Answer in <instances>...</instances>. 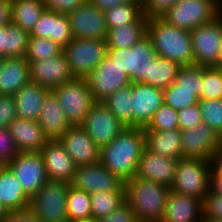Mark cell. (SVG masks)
Segmentation results:
<instances>
[{
    "mask_svg": "<svg viewBox=\"0 0 222 222\" xmlns=\"http://www.w3.org/2000/svg\"><path fill=\"white\" fill-rule=\"evenodd\" d=\"M144 148V128L126 127L100 149L99 162L125 182L136 175Z\"/></svg>",
    "mask_w": 222,
    "mask_h": 222,
    "instance_id": "obj_1",
    "label": "cell"
},
{
    "mask_svg": "<svg viewBox=\"0 0 222 222\" xmlns=\"http://www.w3.org/2000/svg\"><path fill=\"white\" fill-rule=\"evenodd\" d=\"M147 36L157 56L177 62L180 66L194 65L191 33L171 25L161 16L148 17Z\"/></svg>",
    "mask_w": 222,
    "mask_h": 222,
    "instance_id": "obj_2",
    "label": "cell"
},
{
    "mask_svg": "<svg viewBox=\"0 0 222 222\" xmlns=\"http://www.w3.org/2000/svg\"><path fill=\"white\" fill-rule=\"evenodd\" d=\"M125 201L138 222H161L170 187L138 176L124 182Z\"/></svg>",
    "mask_w": 222,
    "mask_h": 222,
    "instance_id": "obj_3",
    "label": "cell"
},
{
    "mask_svg": "<svg viewBox=\"0 0 222 222\" xmlns=\"http://www.w3.org/2000/svg\"><path fill=\"white\" fill-rule=\"evenodd\" d=\"M211 161L198 158L178 160L171 191L204 201L210 191Z\"/></svg>",
    "mask_w": 222,
    "mask_h": 222,
    "instance_id": "obj_4",
    "label": "cell"
},
{
    "mask_svg": "<svg viewBox=\"0 0 222 222\" xmlns=\"http://www.w3.org/2000/svg\"><path fill=\"white\" fill-rule=\"evenodd\" d=\"M107 56L130 78L131 83H143L157 52L146 35L131 48H108Z\"/></svg>",
    "mask_w": 222,
    "mask_h": 222,
    "instance_id": "obj_5",
    "label": "cell"
},
{
    "mask_svg": "<svg viewBox=\"0 0 222 222\" xmlns=\"http://www.w3.org/2000/svg\"><path fill=\"white\" fill-rule=\"evenodd\" d=\"M221 0H178L161 15L177 28L192 31L220 15Z\"/></svg>",
    "mask_w": 222,
    "mask_h": 222,
    "instance_id": "obj_6",
    "label": "cell"
},
{
    "mask_svg": "<svg viewBox=\"0 0 222 222\" xmlns=\"http://www.w3.org/2000/svg\"><path fill=\"white\" fill-rule=\"evenodd\" d=\"M51 91L55 94L71 126L81 125L96 103L84 78H74Z\"/></svg>",
    "mask_w": 222,
    "mask_h": 222,
    "instance_id": "obj_7",
    "label": "cell"
},
{
    "mask_svg": "<svg viewBox=\"0 0 222 222\" xmlns=\"http://www.w3.org/2000/svg\"><path fill=\"white\" fill-rule=\"evenodd\" d=\"M70 184L48 180L30 199L29 208L41 222H68L67 193Z\"/></svg>",
    "mask_w": 222,
    "mask_h": 222,
    "instance_id": "obj_8",
    "label": "cell"
},
{
    "mask_svg": "<svg viewBox=\"0 0 222 222\" xmlns=\"http://www.w3.org/2000/svg\"><path fill=\"white\" fill-rule=\"evenodd\" d=\"M107 51V42L103 39L73 38L63 48L73 76L84 79L103 61Z\"/></svg>",
    "mask_w": 222,
    "mask_h": 222,
    "instance_id": "obj_9",
    "label": "cell"
},
{
    "mask_svg": "<svg viewBox=\"0 0 222 222\" xmlns=\"http://www.w3.org/2000/svg\"><path fill=\"white\" fill-rule=\"evenodd\" d=\"M192 38L194 65L217 67L218 54L222 44L221 14L211 22L190 31Z\"/></svg>",
    "mask_w": 222,
    "mask_h": 222,
    "instance_id": "obj_10",
    "label": "cell"
},
{
    "mask_svg": "<svg viewBox=\"0 0 222 222\" xmlns=\"http://www.w3.org/2000/svg\"><path fill=\"white\" fill-rule=\"evenodd\" d=\"M31 199L49 180L40 152H19L6 163Z\"/></svg>",
    "mask_w": 222,
    "mask_h": 222,
    "instance_id": "obj_11",
    "label": "cell"
},
{
    "mask_svg": "<svg viewBox=\"0 0 222 222\" xmlns=\"http://www.w3.org/2000/svg\"><path fill=\"white\" fill-rule=\"evenodd\" d=\"M81 126L100 149L126 128L102 102L92 106Z\"/></svg>",
    "mask_w": 222,
    "mask_h": 222,
    "instance_id": "obj_12",
    "label": "cell"
},
{
    "mask_svg": "<svg viewBox=\"0 0 222 222\" xmlns=\"http://www.w3.org/2000/svg\"><path fill=\"white\" fill-rule=\"evenodd\" d=\"M86 81L96 102H103L131 84L130 78L108 56L86 77Z\"/></svg>",
    "mask_w": 222,
    "mask_h": 222,
    "instance_id": "obj_13",
    "label": "cell"
},
{
    "mask_svg": "<svg viewBox=\"0 0 222 222\" xmlns=\"http://www.w3.org/2000/svg\"><path fill=\"white\" fill-rule=\"evenodd\" d=\"M69 184L70 187L89 194L99 191H125L124 181L111 173L100 162L78 166Z\"/></svg>",
    "mask_w": 222,
    "mask_h": 222,
    "instance_id": "obj_14",
    "label": "cell"
},
{
    "mask_svg": "<svg viewBox=\"0 0 222 222\" xmlns=\"http://www.w3.org/2000/svg\"><path fill=\"white\" fill-rule=\"evenodd\" d=\"M181 139L182 158L211 161L222 145V137L205 123L193 129L181 130Z\"/></svg>",
    "mask_w": 222,
    "mask_h": 222,
    "instance_id": "obj_15",
    "label": "cell"
},
{
    "mask_svg": "<svg viewBox=\"0 0 222 222\" xmlns=\"http://www.w3.org/2000/svg\"><path fill=\"white\" fill-rule=\"evenodd\" d=\"M75 39H103L108 36L105 13L86 1L68 14Z\"/></svg>",
    "mask_w": 222,
    "mask_h": 222,
    "instance_id": "obj_16",
    "label": "cell"
},
{
    "mask_svg": "<svg viewBox=\"0 0 222 222\" xmlns=\"http://www.w3.org/2000/svg\"><path fill=\"white\" fill-rule=\"evenodd\" d=\"M28 62L30 81L48 88L50 91L75 78L63 52L52 58Z\"/></svg>",
    "mask_w": 222,
    "mask_h": 222,
    "instance_id": "obj_17",
    "label": "cell"
},
{
    "mask_svg": "<svg viewBox=\"0 0 222 222\" xmlns=\"http://www.w3.org/2000/svg\"><path fill=\"white\" fill-rule=\"evenodd\" d=\"M58 140L77 166L99 162L100 148L81 125L71 126Z\"/></svg>",
    "mask_w": 222,
    "mask_h": 222,
    "instance_id": "obj_18",
    "label": "cell"
},
{
    "mask_svg": "<svg viewBox=\"0 0 222 222\" xmlns=\"http://www.w3.org/2000/svg\"><path fill=\"white\" fill-rule=\"evenodd\" d=\"M133 127L145 128L153 114L164 104L163 89L132 83Z\"/></svg>",
    "mask_w": 222,
    "mask_h": 222,
    "instance_id": "obj_19",
    "label": "cell"
},
{
    "mask_svg": "<svg viewBox=\"0 0 222 222\" xmlns=\"http://www.w3.org/2000/svg\"><path fill=\"white\" fill-rule=\"evenodd\" d=\"M49 180L70 183L77 165L58 140H48L40 150Z\"/></svg>",
    "mask_w": 222,
    "mask_h": 222,
    "instance_id": "obj_20",
    "label": "cell"
},
{
    "mask_svg": "<svg viewBox=\"0 0 222 222\" xmlns=\"http://www.w3.org/2000/svg\"><path fill=\"white\" fill-rule=\"evenodd\" d=\"M177 163V159L161 156L144 148L135 176L171 187L175 180Z\"/></svg>",
    "mask_w": 222,
    "mask_h": 222,
    "instance_id": "obj_21",
    "label": "cell"
},
{
    "mask_svg": "<svg viewBox=\"0 0 222 222\" xmlns=\"http://www.w3.org/2000/svg\"><path fill=\"white\" fill-rule=\"evenodd\" d=\"M29 37L49 38L64 48L73 39L68 14L45 9Z\"/></svg>",
    "mask_w": 222,
    "mask_h": 222,
    "instance_id": "obj_22",
    "label": "cell"
},
{
    "mask_svg": "<svg viewBox=\"0 0 222 222\" xmlns=\"http://www.w3.org/2000/svg\"><path fill=\"white\" fill-rule=\"evenodd\" d=\"M161 222H204L203 201L170 191Z\"/></svg>",
    "mask_w": 222,
    "mask_h": 222,
    "instance_id": "obj_23",
    "label": "cell"
},
{
    "mask_svg": "<svg viewBox=\"0 0 222 222\" xmlns=\"http://www.w3.org/2000/svg\"><path fill=\"white\" fill-rule=\"evenodd\" d=\"M37 121L49 140L59 139L71 127L63 108L52 91L45 96Z\"/></svg>",
    "mask_w": 222,
    "mask_h": 222,
    "instance_id": "obj_24",
    "label": "cell"
},
{
    "mask_svg": "<svg viewBox=\"0 0 222 222\" xmlns=\"http://www.w3.org/2000/svg\"><path fill=\"white\" fill-rule=\"evenodd\" d=\"M8 128L20 152H40L49 140L38 121L17 117Z\"/></svg>",
    "mask_w": 222,
    "mask_h": 222,
    "instance_id": "obj_25",
    "label": "cell"
},
{
    "mask_svg": "<svg viewBox=\"0 0 222 222\" xmlns=\"http://www.w3.org/2000/svg\"><path fill=\"white\" fill-rule=\"evenodd\" d=\"M29 82V62L25 57L3 58L0 64V95L13 96Z\"/></svg>",
    "mask_w": 222,
    "mask_h": 222,
    "instance_id": "obj_26",
    "label": "cell"
},
{
    "mask_svg": "<svg viewBox=\"0 0 222 222\" xmlns=\"http://www.w3.org/2000/svg\"><path fill=\"white\" fill-rule=\"evenodd\" d=\"M50 90L39 84L29 82L13 96L16 103L17 117L37 121L45 96Z\"/></svg>",
    "mask_w": 222,
    "mask_h": 222,
    "instance_id": "obj_27",
    "label": "cell"
},
{
    "mask_svg": "<svg viewBox=\"0 0 222 222\" xmlns=\"http://www.w3.org/2000/svg\"><path fill=\"white\" fill-rule=\"evenodd\" d=\"M0 203L8 212L24 210L30 205V198L7 166L0 168Z\"/></svg>",
    "mask_w": 222,
    "mask_h": 222,
    "instance_id": "obj_28",
    "label": "cell"
},
{
    "mask_svg": "<svg viewBox=\"0 0 222 222\" xmlns=\"http://www.w3.org/2000/svg\"><path fill=\"white\" fill-rule=\"evenodd\" d=\"M145 148L153 153L173 159L182 158L181 130L144 131Z\"/></svg>",
    "mask_w": 222,
    "mask_h": 222,
    "instance_id": "obj_29",
    "label": "cell"
},
{
    "mask_svg": "<svg viewBox=\"0 0 222 222\" xmlns=\"http://www.w3.org/2000/svg\"><path fill=\"white\" fill-rule=\"evenodd\" d=\"M148 17L144 14L136 23L108 31V48H131L147 35Z\"/></svg>",
    "mask_w": 222,
    "mask_h": 222,
    "instance_id": "obj_30",
    "label": "cell"
},
{
    "mask_svg": "<svg viewBox=\"0 0 222 222\" xmlns=\"http://www.w3.org/2000/svg\"><path fill=\"white\" fill-rule=\"evenodd\" d=\"M45 9L43 0H11V23L30 33Z\"/></svg>",
    "mask_w": 222,
    "mask_h": 222,
    "instance_id": "obj_31",
    "label": "cell"
},
{
    "mask_svg": "<svg viewBox=\"0 0 222 222\" xmlns=\"http://www.w3.org/2000/svg\"><path fill=\"white\" fill-rule=\"evenodd\" d=\"M180 67L177 62L157 56L149 65L148 77L143 83L164 90L176 80Z\"/></svg>",
    "mask_w": 222,
    "mask_h": 222,
    "instance_id": "obj_32",
    "label": "cell"
},
{
    "mask_svg": "<svg viewBox=\"0 0 222 222\" xmlns=\"http://www.w3.org/2000/svg\"><path fill=\"white\" fill-rule=\"evenodd\" d=\"M108 31L136 23L143 15L141 0L114 6L105 12Z\"/></svg>",
    "mask_w": 222,
    "mask_h": 222,
    "instance_id": "obj_33",
    "label": "cell"
},
{
    "mask_svg": "<svg viewBox=\"0 0 222 222\" xmlns=\"http://www.w3.org/2000/svg\"><path fill=\"white\" fill-rule=\"evenodd\" d=\"M132 83L108 96L102 103L125 127H133Z\"/></svg>",
    "mask_w": 222,
    "mask_h": 222,
    "instance_id": "obj_34",
    "label": "cell"
},
{
    "mask_svg": "<svg viewBox=\"0 0 222 222\" xmlns=\"http://www.w3.org/2000/svg\"><path fill=\"white\" fill-rule=\"evenodd\" d=\"M92 218L102 219L125 202V191H99L90 194Z\"/></svg>",
    "mask_w": 222,
    "mask_h": 222,
    "instance_id": "obj_35",
    "label": "cell"
},
{
    "mask_svg": "<svg viewBox=\"0 0 222 222\" xmlns=\"http://www.w3.org/2000/svg\"><path fill=\"white\" fill-rule=\"evenodd\" d=\"M68 222L92 218L90 194L69 186L67 193Z\"/></svg>",
    "mask_w": 222,
    "mask_h": 222,
    "instance_id": "obj_36",
    "label": "cell"
},
{
    "mask_svg": "<svg viewBox=\"0 0 222 222\" xmlns=\"http://www.w3.org/2000/svg\"><path fill=\"white\" fill-rule=\"evenodd\" d=\"M29 33L11 22L6 25L5 58L25 57Z\"/></svg>",
    "mask_w": 222,
    "mask_h": 222,
    "instance_id": "obj_37",
    "label": "cell"
},
{
    "mask_svg": "<svg viewBox=\"0 0 222 222\" xmlns=\"http://www.w3.org/2000/svg\"><path fill=\"white\" fill-rule=\"evenodd\" d=\"M63 52V47L49 38L29 37L25 59L43 60L55 57Z\"/></svg>",
    "mask_w": 222,
    "mask_h": 222,
    "instance_id": "obj_38",
    "label": "cell"
},
{
    "mask_svg": "<svg viewBox=\"0 0 222 222\" xmlns=\"http://www.w3.org/2000/svg\"><path fill=\"white\" fill-rule=\"evenodd\" d=\"M164 103L175 111L194 106L199 103V98L193 91L180 87L175 81L163 90Z\"/></svg>",
    "mask_w": 222,
    "mask_h": 222,
    "instance_id": "obj_39",
    "label": "cell"
},
{
    "mask_svg": "<svg viewBox=\"0 0 222 222\" xmlns=\"http://www.w3.org/2000/svg\"><path fill=\"white\" fill-rule=\"evenodd\" d=\"M175 82L180 87L193 91L199 99L202 95L203 67L199 65L181 66Z\"/></svg>",
    "mask_w": 222,
    "mask_h": 222,
    "instance_id": "obj_40",
    "label": "cell"
},
{
    "mask_svg": "<svg viewBox=\"0 0 222 222\" xmlns=\"http://www.w3.org/2000/svg\"><path fill=\"white\" fill-rule=\"evenodd\" d=\"M198 104L203 123L222 137V99H199Z\"/></svg>",
    "mask_w": 222,
    "mask_h": 222,
    "instance_id": "obj_41",
    "label": "cell"
},
{
    "mask_svg": "<svg viewBox=\"0 0 222 222\" xmlns=\"http://www.w3.org/2000/svg\"><path fill=\"white\" fill-rule=\"evenodd\" d=\"M179 129L178 111L169 105L163 104L152 116L144 131H167Z\"/></svg>",
    "mask_w": 222,
    "mask_h": 222,
    "instance_id": "obj_42",
    "label": "cell"
},
{
    "mask_svg": "<svg viewBox=\"0 0 222 222\" xmlns=\"http://www.w3.org/2000/svg\"><path fill=\"white\" fill-rule=\"evenodd\" d=\"M200 99H222V68L203 67L202 95Z\"/></svg>",
    "mask_w": 222,
    "mask_h": 222,
    "instance_id": "obj_43",
    "label": "cell"
},
{
    "mask_svg": "<svg viewBox=\"0 0 222 222\" xmlns=\"http://www.w3.org/2000/svg\"><path fill=\"white\" fill-rule=\"evenodd\" d=\"M222 219V195L209 191L203 201L204 222Z\"/></svg>",
    "mask_w": 222,
    "mask_h": 222,
    "instance_id": "obj_44",
    "label": "cell"
},
{
    "mask_svg": "<svg viewBox=\"0 0 222 222\" xmlns=\"http://www.w3.org/2000/svg\"><path fill=\"white\" fill-rule=\"evenodd\" d=\"M203 123L199 104L178 111V124L180 130L193 129Z\"/></svg>",
    "mask_w": 222,
    "mask_h": 222,
    "instance_id": "obj_45",
    "label": "cell"
},
{
    "mask_svg": "<svg viewBox=\"0 0 222 222\" xmlns=\"http://www.w3.org/2000/svg\"><path fill=\"white\" fill-rule=\"evenodd\" d=\"M17 118L14 96L0 95V129L8 128Z\"/></svg>",
    "mask_w": 222,
    "mask_h": 222,
    "instance_id": "obj_46",
    "label": "cell"
},
{
    "mask_svg": "<svg viewBox=\"0 0 222 222\" xmlns=\"http://www.w3.org/2000/svg\"><path fill=\"white\" fill-rule=\"evenodd\" d=\"M19 152L9 128L0 129V158L5 163H8L16 157Z\"/></svg>",
    "mask_w": 222,
    "mask_h": 222,
    "instance_id": "obj_47",
    "label": "cell"
},
{
    "mask_svg": "<svg viewBox=\"0 0 222 222\" xmlns=\"http://www.w3.org/2000/svg\"><path fill=\"white\" fill-rule=\"evenodd\" d=\"M98 222H138L133 209L125 201L118 208L113 210L106 217L99 219Z\"/></svg>",
    "mask_w": 222,
    "mask_h": 222,
    "instance_id": "obj_48",
    "label": "cell"
},
{
    "mask_svg": "<svg viewBox=\"0 0 222 222\" xmlns=\"http://www.w3.org/2000/svg\"><path fill=\"white\" fill-rule=\"evenodd\" d=\"M178 0H141L142 9L147 17L161 16Z\"/></svg>",
    "mask_w": 222,
    "mask_h": 222,
    "instance_id": "obj_49",
    "label": "cell"
},
{
    "mask_svg": "<svg viewBox=\"0 0 222 222\" xmlns=\"http://www.w3.org/2000/svg\"><path fill=\"white\" fill-rule=\"evenodd\" d=\"M87 0H43L47 10L60 14H69L83 5Z\"/></svg>",
    "mask_w": 222,
    "mask_h": 222,
    "instance_id": "obj_50",
    "label": "cell"
},
{
    "mask_svg": "<svg viewBox=\"0 0 222 222\" xmlns=\"http://www.w3.org/2000/svg\"><path fill=\"white\" fill-rule=\"evenodd\" d=\"M1 222H41L36 214L30 209L10 211Z\"/></svg>",
    "mask_w": 222,
    "mask_h": 222,
    "instance_id": "obj_51",
    "label": "cell"
},
{
    "mask_svg": "<svg viewBox=\"0 0 222 222\" xmlns=\"http://www.w3.org/2000/svg\"><path fill=\"white\" fill-rule=\"evenodd\" d=\"M89 1L92 5L97 7L99 10L105 12L106 10L118 6L124 3H130L133 0H87Z\"/></svg>",
    "mask_w": 222,
    "mask_h": 222,
    "instance_id": "obj_52",
    "label": "cell"
},
{
    "mask_svg": "<svg viewBox=\"0 0 222 222\" xmlns=\"http://www.w3.org/2000/svg\"><path fill=\"white\" fill-rule=\"evenodd\" d=\"M11 22V0H0V26Z\"/></svg>",
    "mask_w": 222,
    "mask_h": 222,
    "instance_id": "obj_53",
    "label": "cell"
},
{
    "mask_svg": "<svg viewBox=\"0 0 222 222\" xmlns=\"http://www.w3.org/2000/svg\"><path fill=\"white\" fill-rule=\"evenodd\" d=\"M210 191L222 195V175H218L213 169L210 173Z\"/></svg>",
    "mask_w": 222,
    "mask_h": 222,
    "instance_id": "obj_54",
    "label": "cell"
},
{
    "mask_svg": "<svg viewBox=\"0 0 222 222\" xmlns=\"http://www.w3.org/2000/svg\"><path fill=\"white\" fill-rule=\"evenodd\" d=\"M212 169L218 174L222 175V145L211 159Z\"/></svg>",
    "mask_w": 222,
    "mask_h": 222,
    "instance_id": "obj_55",
    "label": "cell"
},
{
    "mask_svg": "<svg viewBox=\"0 0 222 222\" xmlns=\"http://www.w3.org/2000/svg\"><path fill=\"white\" fill-rule=\"evenodd\" d=\"M6 25L0 26V56L5 58Z\"/></svg>",
    "mask_w": 222,
    "mask_h": 222,
    "instance_id": "obj_56",
    "label": "cell"
},
{
    "mask_svg": "<svg viewBox=\"0 0 222 222\" xmlns=\"http://www.w3.org/2000/svg\"><path fill=\"white\" fill-rule=\"evenodd\" d=\"M8 211L5 207L0 203V222L7 216Z\"/></svg>",
    "mask_w": 222,
    "mask_h": 222,
    "instance_id": "obj_57",
    "label": "cell"
},
{
    "mask_svg": "<svg viewBox=\"0 0 222 222\" xmlns=\"http://www.w3.org/2000/svg\"><path fill=\"white\" fill-rule=\"evenodd\" d=\"M218 68H222V44L220 46V50L218 54Z\"/></svg>",
    "mask_w": 222,
    "mask_h": 222,
    "instance_id": "obj_58",
    "label": "cell"
},
{
    "mask_svg": "<svg viewBox=\"0 0 222 222\" xmlns=\"http://www.w3.org/2000/svg\"><path fill=\"white\" fill-rule=\"evenodd\" d=\"M70 222H98V221L91 218V219H87V220H75V221H70Z\"/></svg>",
    "mask_w": 222,
    "mask_h": 222,
    "instance_id": "obj_59",
    "label": "cell"
},
{
    "mask_svg": "<svg viewBox=\"0 0 222 222\" xmlns=\"http://www.w3.org/2000/svg\"><path fill=\"white\" fill-rule=\"evenodd\" d=\"M6 166V163L0 158V168Z\"/></svg>",
    "mask_w": 222,
    "mask_h": 222,
    "instance_id": "obj_60",
    "label": "cell"
},
{
    "mask_svg": "<svg viewBox=\"0 0 222 222\" xmlns=\"http://www.w3.org/2000/svg\"><path fill=\"white\" fill-rule=\"evenodd\" d=\"M220 14L222 16V0H221V6H220Z\"/></svg>",
    "mask_w": 222,
    "mask_h": 222,
    "instance_id": "obj_61",
    "label": "cell"
},
{
    "mask_svg": "<svg viewBox=\"0 0 222 222\" xmlns=\"http://www.w3.org/2000/svg\"><path fill=\"white\" fill-rule=\"evenodd\" d=\"M209 222H222V219L214 220V221H209Z\"/></svg>",
    "mask_w": 222,
    "mask_h": 222,
    "instance_id": "obj_62",
    "label": "cell"
},
{
    "mask_svg": "<svg viewBox=\"0 0 222 222\" xmlns=\"http://www.w3.org/2000/svg\"><path fill=\"white\" fill-rule=\"evenodd\" d=\"M2 60H3V57H2V56H0V64H1Z\"/></svg>",
    "mask_w": 222,
    "mask_h": 222,
    "instance_id": "obj_63",
    "label": "cell"
}]
</instances>
